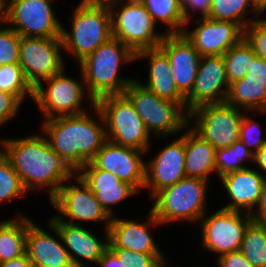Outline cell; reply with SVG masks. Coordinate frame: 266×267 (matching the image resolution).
Listing matches in <instances>:
<instances>
[{
  "instance_id": "obj_1",
  "label": "cell",
  "mask_w": 266,
  "mask_h": 267,
  "mask_svg": "<svg viewBox=\"0 0 266 267\" xmlns=\"http://www.w3.org/2000/svg\"><path fill=\"white\" fill-rule=\"evenodd\" d=\"M2 142V152L20 176L25 189L29 191L38 186H48L50 201L57 195L62 183L76 173L53 151L44 136L33 135Z\"/></svg>"
},
{
  "instance_id": "obj_2",
  "label": "cell",
  "mask_w": 266,
  "mask_h": 267,
  "mask_svg": "<svg viewBox=\"0 0 266 267\" xmlns=\"http://www.w3.org/2000/svg\"><path fill=\"white\" fill-rule=\"evenodd\" d=\"M42 130L53 151L77 172L90 162L107 141L106 127L87 113L44 121Z\"/></svg>"
},
{
  "instance_id": "obj_3",
  "label": "cell",
  "mask_w": 266,
  "mask_h": 267,
  "mask_svg": "<svg viewBox=\"0 0 266 267\" xmlns=\"http://www.w3.org/2000/svg\"><path fill=\"white\" fill-rule=\"evenodd\" d=\"M132 60H136V53L117 38L111 37L79 63L87 97L91 99L93 107L102 96L124 93L133 79L119 77L118 68L123 61Z\"/></svg>"
},
{
  "instance_id": "obj_4",
  "label": "cell",
  "mask_w": 266,
  "mask_h": 267,
  "mask_svg": "<svg viewBox=\"0 0 266 267\" xmlns=\"http://www.w3.org/2000/svg\"><path fill=\"white\" fill-rule=\"evenodd\" d=\"M71 32L62 27L63 49L79 63L112 36L111 13L107 4L81 3L74 9Z\"/></svg>"
},
{
  "instance_id": "obj_5",
  "label": "cell",
  "mask_w": 266,
  "mask_h": 267,
  "mask_svg": "<svg viewBox=\"0 0 266 267\" xmlns=\"http://www.w3.org/2000/svg\"><path fill=\"white\" fill-rule=\"evenodd\" d=\"M93 109L101 123L107 124L108 141L144 152L148 150L150 133L124 94L102 96Z\"/></svg>"
},
{
  "instance_id": "obj_6",
  "label": "cell",
  "mask_w": 266,
  "mask_h": 267,
  "mask_svg": "<svg viewBox=\"0 0 266 267\" xmlns=\"http://www.w3.org/2000/svg\"><path fill=\"white\" fill-rule=\"evenodd\" d=\"M207 180L184 177L174 185L158 191L152 198L155 202L151 211L161 223L176 220L200 221L205 216Z\"/></svg>"
},
{
  "instance_id": "obj_7",
  "label": "cell",
  "mask_w": 266,
  "mask_h": 267,
  "mask_svg": "<svg viewBox=\"0 0 266 267\" xmlns=\"http://www.w3.org/2000/svg\"><path fill=\"white\" fill-rule=\"evenodd\" d=\"M133 104L147 131L156 135H171L189 126V114L182 113L178 103L155 95L141 83L133 80L123 93Z\"/></svg>"
},
{
  "instance_id": "obj_8",
  "label": "cell",
  "mask_w": 266,
  "mask_h": 267,
  "mask_svg": "<svg viewBox=\"0 0 266 267\" xmlns=\"http://www.w3.org/2000/svg\"><path fill=\"white\" fill-rule=\"evenodd\" d=\"M122 1L124 0L107 4L111 13L112 36L135 53L158 48L165 34L155 32L157 24L144 5L139 0H127L126 4ZM121 3L123 7L115 14L114 8Z\"/></svg>"
},
{
  "instance_id": "obj_9",
  "label": "cell",
  "mask_w": 266,
  "mask_h": 267,
  "mask_svg": "<svg viewBox=\"0 0 266 267\" xmlns=\"http://www.w3.org/2000/svg\"><path fill=\"white\" fill-rule=\"evenodd\" d=\"M226 103L206 104L189 113V120L197 117L193 130L215 149L233 145L240 136L242 109Z\"/></svg>"
},
{
  "instance_id": "obj_10",
  "label": "cell",
  "mask_w": 266,
  "mask_h": 267,
  "mask_svg": "<svg viewBox=\"0 0 266 267\" xmlns=\"http://www.w3.org/2000/svg\"><path fill=\"white\" fill-rule=\"evenodd\" d=\"M50 0H7L6 22L23 37H61L62 23L57 20Z\"/></svg>"
},
{
  "instance_id": "obj_11",
  "label": "cell",
  "mask_w": 266,
  "mask_h": 267,
  "mask_svg": "<svg viewBox=\"0 0 266 267\" xmlns=\"http://www.w3.org/2000/svg\"><path fill=\"white\" fill-rule=\"evenodd\" d=\"M61 48L63 49L61 37L21 36L19 64L33 88L41 83V80L48 79L65 68Z\"/></svg>"
},
{
  "instance_id": "obj_12",
  "label": "cell",
  "mask_w": 266,
  "mask_h": 267,
  "mask_svg": "<svg viewBox=\"0 0 266 267\" xmlns=\"http://www.w3.org/2000/svg\"><path fill=\"white\" fill-rule=\"evenodd\" d=\"M65 75L63 69L60 73L43 80L49 84L48 90L43 88L42 83L34 88L33 100L42 110L45 119L85 113L80 104L85 95L84 90H87L85 82H78Z\"/></svg>"
},
{
  "instance_id": "obj_13",
  "label": "cell",
  "mask_w": 266,
  "mask_h": 267,
  "mask_svg": "<svg viewBox=\"0 0 266 267\" xmlns=\"http://www.w3.org/2000/svg\"><path fill=\"white\" fill-rule=\"evenodd\" d=\"M242 214L240 211L221 208L206 218L202 217V246L217 252L218 257L240 250L245 230L254 219L251 214H243V217Z\"/></svg>"
},
{
  "instance_id": "obj_14",
  "label": "cell",
  "mask_w": 266,
  "mask_h": 267,
  "mask_svg": "<svg viewBox=\"0 0 266 267\" xmlns=\"http://www.w3.org/2000/svg\"><path fill=\"white\" fill-rule=\"evenodd\" d=\"M224 86L225 89H222ZM229 90L223 56H201L196 79L186 96V113L206 104L225 103Z\"/></svg>"
},
{
  "instance_id": "obj_15",
  "label": "cell",
  "mask_w": 266,
  "mask_h": 267,
  "mask_svg": "<svg viewBox=\"0 0 266 267\" xmlns=\"http://www.w3.org/2000/svg\"><path fill=\"white\" fill-rule=\"evenodd\" d=\"M144 153L107 140L90 163L95 168L115 174L138 192L145 184L146 162L141 158Z\"/></svg>"
},
{
  "instance_id": "obj_16",
  "label": "cell",
  "mask_w": 266,
  "mask_h": 267,
  "mask_svg": "<svg viewBox=\"0 0 266 267\" xmlns=\"http://www.w3.org/2000/svg\"><path fill=\"white\" fill-rule=\"evenodd\" d=\"M76 185H61L57 195L51 200L54 208L60 212L55 216L58 220L73 224L72 221H103L106 220V230L109 229L112 217L103 209L95 194L89 189L84 181L76 176ZM60 215L70 218L71 221H65Z\"/></svg>"
},
{
  "instance_id": "obj_17",
  "label": "cell",
  "mask_w": 266,
  "mask_h": 267,
  "mask_svg": "<svg viewBox=\"0 0 266 267\" xmlns=\"http://www.w3.org/2000/svg\"><path fill=\"white\" fill-rule=\"evenodd\" d=\"M200 23L193 31L183 34L194 45L201 56H223L232 46L244 38V30L231 21L200 18Z\"/></svg>"
},
{
  "instance_id": "obj_18",
  "label": "cell",
  "mask_w": 266,
  "mask_h": 267,
  "mask_svg": "<svg viewBox=\"0 0 266 267\" xmlns=\"http://www.w3.org/2000/svg\"><path fill=\"white\" fill-rule=\"evenodd\" d=\"M169 59L178 90L186 97L192 90L201 55L184 34H166L158 47Z\"/></svg>"
},
{
  "instance_id": "obj_19",
  "label": "cell",
  "mask_w": 266,
  "mask_h": 267,
  "mask_svg": "<svg viewBox=\"0 0 266 267\" xmlns=\"http://www.w3.org/2000/svg\"><path fill=\"white\" fill-rule=\"evenodd\" d=\"M186 177L184 134L162 148L160 153L146 162L144 188H150L153 197L161 189L174 185Z\"/></svg>"
},
{
  "instance_id": "obj_20",
  "label": "cell",
  "mask_w": 266,
  "mask_h": 267,
  "mask_svg": "<svg viewBox=\"0 0 266 267\" xmlns=\"http://www.w3.org/2000/svg\"><path fill=\"white\" fill-rule=\"evenodd\" d=\"M49 227L57 234L60 240L63 241L64 247L69 252L71 261L75 267H87L82 264L78 258L86 259L90 262H95L98 265L99 259L104 251L108 248L109 232L106 230V241L97 239L90 231L82 226L63 222L55 216L49 220ZM71 251V252H70ZM78 257V258H77Z\"/></svg>"
},
{
  "instance_id": "obj_21",
  "label": "cell",
  "mask_w": 266,
  "mask_h": 267,
  "mask_svg": "<svg viewBox=\"0 0 266 267\" xmlns=\"http://www.w3.org/2000/svg\"><path fill=\"white\" fill-rule=\"evenodd\" d=\"M227 190L231 203L226 204L223 209L232 211L247 210L246 213L253 214L254 207H258L266 175L260 172L245 168L231 172L220 177V180Z\"/></svg>"
},
{
  "instance_id": "obj_22",
  "label": "cell",
  "mask_w": 266,
  "mask_h": 267,
  "mask_svg": "<svg viewBox=\"0 0 266 267\" xmlns=\"http://www.w3.org/2000/svg\"><path fill=\"white\" fill-rule=\"evenodd\" d=\"M76 173L112 218L114 215L110 206L112 208V205L137 193L131 185L121 181L115 174L95 168L90 162L83 165Z\"/></svg>"
},
{
  "instance_id": "obj_23",
  "label": "cell",
  "mask_w": 266,
  "mask_h": 267,
  "mask_svg": "<svg viewBox=\"0 0 266 267\" xmlns=\"http://www.w3.org/2000/svg\"><path fill=\"white\" fill-rule=\"evenodd\" d=\"M26 254L33 267H75L69 252L50 233L27 218Z\"/></svg>"
},
{
  "instance_id": "obj_24",
  "label": "cell",
  "mask_w": 266,
  "mask_h": 267,
  "mask_svg": "<svg viewBox=\"0 0 266 267\" xmlns=\"http://www.w3.org/2000/svg\"><path fill=\"white\" fill-rule=\"evenodd\" d=\"M147 223L113 217L109 225V248H123L146 254H163L159 251L148 225L161 224L150 211Z\"/></svg>"
},
{
  "instance_id": "obj_25",
  "label": "cell",
  "mask_w": 266,
  "mask_h": 267,
  "mask_svg": "<svg viewBox=\"0 0 266 267\" xmlns=\"http://www.w3.org/2000/svg\"><path fill=\"white\" fill-rule=\"evenodd\" d=\"M150 57L148 83L141 84L160 98L186 106V97L178 90L168 57L159 49H144L136 53V59Z\"/></svg>"
},
{
  "instance_id": "obj_26",
  "label": "cell",
  "mask_w": 266,
  "mask_h": 267,
  "mask_svg": "<svg viewBox=\"0 0 266 267\" xmlns=\"http://www.w3.org/2000/svg\"><path fill=\"white\" fill-rule=\"evenodd\" d=\"M185 174L208 181L209 174L216 171V149L193 129L184 133Z\"/></svg>"
},
{
  "instance_id": "obj_27",
  "label": "cell",
  "mask_w": 266,
  "mask_h": 267,
  "mask_svg": "<svg viewBox=\"0 0 266 267\" xmlns=\"http://www.w3.org/2000/svg\"><path fill=\"white\" fill-rule=\"evenodd\" d=\"M225 103L246 111L266 112V81L237 80L229 84Z\"/></svg>"
},
{
  "instance_id": "obj_28",
  "label": "cell",
  "mask_w": 266,
  "mask_h": 267,
  "mask_svg": "<svg viewBox=\"0 0 266 267\" xmlns=\"http://www.w3.org/2000/svg\"><path fill=\"white\" fill-rule=\"evenodd\" d=\"M0 222V263L26 254L27 217Z\"/></svg>"
},
{
  "instance_id": "obj_29",
  "label": "cell",
  "mask_w": 266,
  "mask_h": 267,
  "mask_svg": "<svg viewBox=\"0 0 266 267\" xmlns=\"http://www.w3.org/2000/svg\"><path fill=\"white\" fill-rule=\"evenodd\" d=\"M150 13L153 21L168 25L171 30L166 34H183L185 22L180 0H139ZM184 26V27H183ZM183 28V29H182ZM179 29V30H178Z\"/></svg>"
},
{
  "instance_id": "obj_30",
  "label": "cell",
  "mask_w": 266,
  "mask_h": 267,
  "mask_svg": "<svg viewBox=\"0 0 266 267\" xmlns=\"http://www.w3.org/2000/svg\"><path fill=\"white\" fill-rule=\"evenodd\" d=\"M240 251L254 267H266V223L253 219L245 230Z\"/></svg>"
},
{
  "instance_id": "obj_31",
  "label": "cell",
  "mask_w": 266,
  "mask_h": 267,
  "mask_svg": "<svg viewBox=\"0 0 266 267\" xmlns=\"http://www.w3.org/2000/svg\"><path fill=\"white\" fill-rule=\"evenodd\" d=\"M253 7L254 13L260 14L255 0H211V10L208 18L237 23L243 30L254 20H245L248 6ZM244 20V21H243Z\"/></svg>"
},
{
  "instance_id": "obj_32",
  "label": "cell",
  "mask_w": 266,
  "mask_h": 267,
  "mask_svg": "<svg viewBox=\"0 0 266 267\" xmlns=\"http://www.w3.org/2000/svg\"><path fill=\"white\" fill-rule=\"evenodd\" d=\"M256 57L252 47L244 38L237 45L229 48L223 54L229 84L243 79Z\"/></svg>"
},
{
  "instance_id": "obj_33",
  "label": "cell",
  "mask_w": 266,
  "mask_h": 267,
  "mask_svg": "<svg viewBox=\"0 0 266 267\" xmlns=\"http://www.w3.org/2000/svg\"><path fill=\"white\" fill-rule=\"evenodd\" d=\"M245 159H252L254 162V154L247 149L243 142L239 139L233 145L216 149L215 168L217 175L222 177L225 174L243 170L247 168L241 165Z\"/></svg>"
},
{
  "instance_id": "obj_34",
  "label": "cell",
  "mask_w": 266,
  "mask_h": 267,
  "mask_svg": "<svg viewBox=\"0 0 266 267\" xmlns=\"http://www.w3.org/2000/svg\"><path fill=\"white\" fill-rule=\"evenodd\" d=\"M0 91L13 94L20 102L27 94L32 99L34 97V88L25 78L19 63L0 65Z\"/></svg>"
},
{
  "instance_id": "obj_35",
  "label": "cell",
  "mask_w": 266,
  "mask_h": 267,
  "mask_svg": "<svg viewBox=\"0 0 266 267\" xmlns=\"http://www.w3.org/2000/svg\"><path fill=\"white\" fill-rule=\"evenodd\" d=\"M26 193L20 176L13 169L7 156L0 150V202L15 199Z\"/></svg>"
},
{
  "instance_id": "obj_36",
  "label": "cell",
  "mask_w": 266,
  "mask_h": 267,
  "mask_svg": "<svg viewBox=\"0 0 266 267\" xmlns=\"http://www.w3.org/2000/svg\"><path fill=\"white\" fill-rule=\"evenodd\" d=\"M125 267H166L162 254H146L123 248H110Z\"/></svg>"
},
{
  "instance_id": "obj_37",
  "label": "cell",
  "mask_w": 266,
  "mask_h": 267,
  "mask_svg": "<svg viewBox=\"0 0 266 267\" xmlns=\"http://www.w3.org/2000/svg\"><path fill=\"white\" fill-rule=\"evenodd\" d=\"M21 35L10 27H0V65L19 63Z\"/></svg>"
},
{
  "instance_id": "obj_38",
  "label": "cell",
  "mask_w": 266,
  "mask_h": 267,
  "mask_svg": "<svg viewBox=\"0 0 266 267\" xmlns=\"http://www.w3.org/2000/svg\"><path fill=\"white\" fill-rule=\"evenodd\" d=\"M244 39L257 57L266 61V19H256L244 29Z\"/></svg>"
},
{
  "instance_id": "obj_39",
  "label": "cell",
  "mask_w": 266,
  "mask_h": 267,
  "mask_svg": "<svg viewBox=\"0 0 266 267\" xmlns=\"http://www.w3.org/2000/svg\"><path fill=\"white\" fill-rule=\"evenodd\" d=\"M255 127L256 128L259 127L258 123H256L255 121L251 120V118L249 119V117L245 116V113H244L242 121L240 123V136H239V139L243 142V144L247 147V149L250 150V152H252L254 155L262 148V146L266 142V138L263 139L260 136L252 137L253 134L251 132L255 133L254 132L256 130ZM257 130L259 131V135H260V129L257 128ZM251 146H253L252 147L253 151L251 149Z\"/></svg>"
},
{
  "instance_id": "obj_40",
  "label": "cell",
  "mask_w": 266,
  "mask_h": 267,
  "mask_svg": "<svg viewBox=\"0 0 266 267\" xmlns=\"http://www.w3.org/2000/svg\"><path fill=\"white\" fill-rule=\"evenodd\" d=\"M21 104L13 94L0 91V127L18 113Z\"/></svg>"
},
{
  "instance_id": "obj_41",
  "label": "cell",
  "mask_w": 266,
  "mask_h": 267,
  "mask_svg": "<svg viewBox=\"0 0 266 267\" xmlns=\"http://www.w3.org/2000/svg\"><path fill=\"white\" fill-rule=\"evenodd\" d=\"M180 5L185 22H189L190 9L191 11L199 10L202 18L208 17L211 10V0H180Z\"/></svg>"
},
{
  "instance_id": "obj_42",
  "label": "cell",
  "mask_w": 266,
  "mask_h": 267,
  "mask_svg": "<svg viewBox=\"0 0 266 267\" xmlns=\"http://www.w3.org/2000/svg\"><path fill=\"white\" fill-rule=\"evenodd\" d=\"M219 267H254L240 251H232L217 257Z\"/></svg>"
},
{
  "instance_id": "obj_43",
  "label": "cell",
  "mask_w": 266,
  "mask_h": 267,
  "mask_svg": "<svg viewBox=\"0 0 266 267\" xmlns=\"http://www.w3.org/2000/svg\"><path fill=\"white\" fill-rule=\"evenodd\" d=\"M240 80L266 81V61L256 57L247 72V75Z\"/></svg>"
},
{
  "instance_id": "obj_44",
  "label": "cell",
  "mask_w": 266,
  "mask_h": 267,
  "mask_svg": "<svg viewBox=\"0 0 266 267\" xmlns=\"http://www.w3.org/2000/svg\"><path fill=\"white\" fill-rule=\"evenodd\" d=\"M98 264L101 267H125L122 264V260H119L116 254L109 247L104 251Z\"/></svg>"
},
{
  "instance_id": "obj_45",
  "label": "cell",
  "mask_w": 266,
  "mask_h": 267,
  "mask_svg": "<svg viewBox=\"0 0 266 267\" xmlns=\"http://www.w3.org/2000/svg\"><path fill=\"white\" fill-rule=\"evenodd\" d=\"M0 267H33L27 254L0 263Z\"/></svg>"
},
{
  "instance_id": "obj_46",
  "label": "cell",
  "mask_w": 266,
  "mask_h": 267,
  "mask_svg": "<svg viewBox=\"0 0 266 267\" xmlns=\"http://www.w3.org/2000/svg\"><path fill=\"white\" fill-rule=\"evenodd\" d=\"M258 206V213L256 211V213L254 212L252 216L256 220H264L266 218V179L263 184L261 199Z\"/></svg>"
},
{
  "instance_id": "obj_47",
  "label": "cell",
  "mask_w": 266,
  "mask_h": 267,
  "mask_svg": "<svg viewBox=\"0 0 266 267\" xmlns=\"http://www.w3.org/2000/svg\"><path fill=\"white\" fill-rule=\"evenodd\" d=\"M254 162L266 172V142L262 148L254 155Z\"/></svg>"
},
{
  "instance_id": "obj_48",
  "label": "cell",
  "mask_w": 266,
  "mask_h": 267,
  "mask_svg": "<svg viewBox=\"0 0 266 267\" xmlns=\"http://www.w3.org/2000/svg\"><path fill=\"white\" fill-rule=\"evenodd\" d=\"M7 0H0V22L4 23L6 19Z\"/></svg>"
},
{
  "instance_id": "obj_49",
  "label": "cell",
  "mask_w": 266,
  "mask_h": 267,
  "mask_svg": "<svg viewBox=\"0 0 266 267\" xmlns=\"http://www.w3.org/2000/svg\"><path fill=\"white\" fill-rule=\"evenodd\" d=\"M116 0H82L81 3L108 4Z\"/></svg>"
},
{
  "instance_id": "obj_50",
  "label": "cell",
  "mask_w": 266,
  "mask_h": 267,
  "mask_svg": "<svg viewBox=\"0 0 266 267\" xmlns=\"http://www.w3.org/2000/svg\"><path fill=\"white\" fill-rule=\"evenodd\" d=\"M255 3L261 13L266 10V0H255Z\"/></svg>"
}]
</instances>
